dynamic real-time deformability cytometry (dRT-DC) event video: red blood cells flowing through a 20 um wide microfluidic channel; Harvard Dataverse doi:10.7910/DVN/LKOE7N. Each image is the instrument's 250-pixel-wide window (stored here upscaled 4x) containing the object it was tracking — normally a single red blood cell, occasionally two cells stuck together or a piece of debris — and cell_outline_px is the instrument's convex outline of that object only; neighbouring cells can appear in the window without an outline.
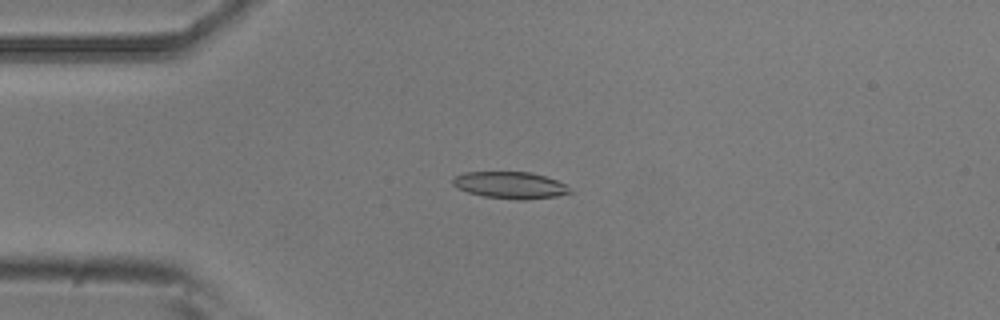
{"species": "common noctule bat (a hibernating species)", "species_latin": "Nyctalus noctula", "temperature_condition": "room temperature", "stored_images_in_passage": 51, "camera_frame_rate_fps": 3000, "um_per_image_px": 0.085, "animal": {"sex": "male", "body_mass_g": 20.5, "forearm_length_mm": 52.5}, "frame": {"image": 1, "passage_image": 12, "time_ms": 3.667, "image_size_px": [1000, 320], "cell_outline_px": [[572, 192], [556, 196], [524, 200], [516, 200], [484, 196], [468, 192], [456, 188], [452, 184], [452, 180], [456, 176], [464, 172], [532, 172], [556, 180], [564, 184]], "centroid_in_image_um": [43.33, 15.74], "position_along_channel_um": 41.7, "area_um2": 18.21}}
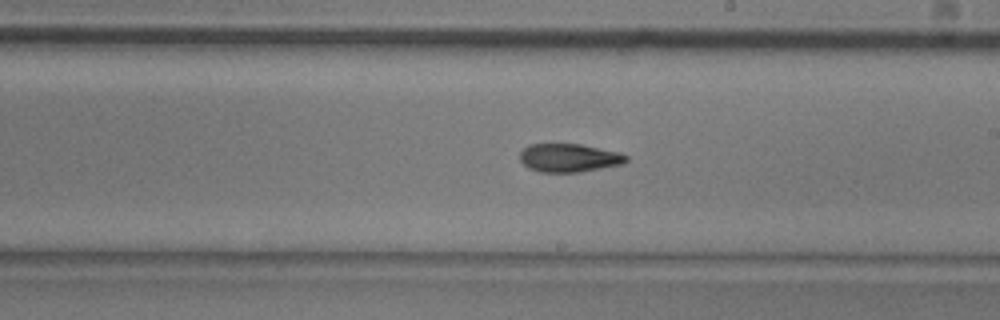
{"frame": {"image": 2, "passage_image": 29, "time_ms": 9.333, "image_size_px": [1000, 320], "cell_outline_px": [[628, 160], [624, 164], [580, 172], [540, 172], [528, 168], [520, 160], [520, 152], [528, 144], [580, 144], [620, 152], [628, 156]], "centroid_in_image_um": [48.39, 13.42], "position_along_channel_um": 240.6, "area_um2": 17.69}}
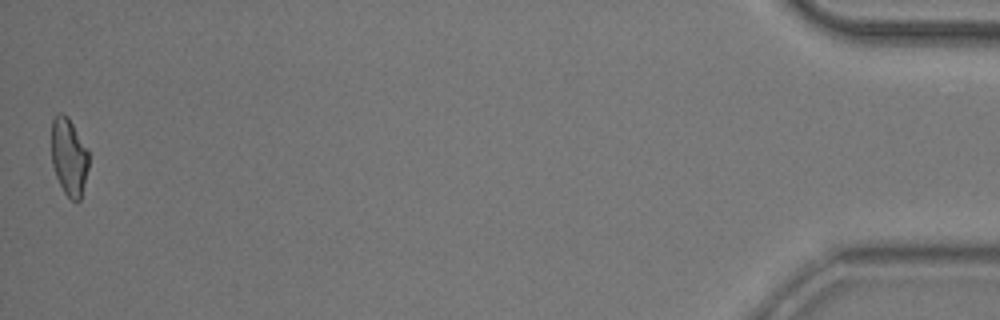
{"frame": {"image": 3, "passage_image": 51, "time_ms": 16.667, "image_size_px": [1000, 320], "cell_outline_px": [[88, 168], [80, 200], [72, 200], [64, 192], [56, 176], [52, 164], [52, 120], [60, 112], [68, 116], [88, 148]], "centroid_in_image_um": [5.87, 13.3], "position_along_channel_um": 429.3, "area_um2": 16.7}, "authors_computed_cell_mechanics": {"area_um2": 17.918, "velocity_mm_per_s": 3.8906, "shape_relaxation_time_tau1_ms": 7.6344, "shape_relaxation_time_tau2_ms": 3.8406, "deformation_change_tau1": 0.1988, "deformation_change_tau2": 0.1162}}